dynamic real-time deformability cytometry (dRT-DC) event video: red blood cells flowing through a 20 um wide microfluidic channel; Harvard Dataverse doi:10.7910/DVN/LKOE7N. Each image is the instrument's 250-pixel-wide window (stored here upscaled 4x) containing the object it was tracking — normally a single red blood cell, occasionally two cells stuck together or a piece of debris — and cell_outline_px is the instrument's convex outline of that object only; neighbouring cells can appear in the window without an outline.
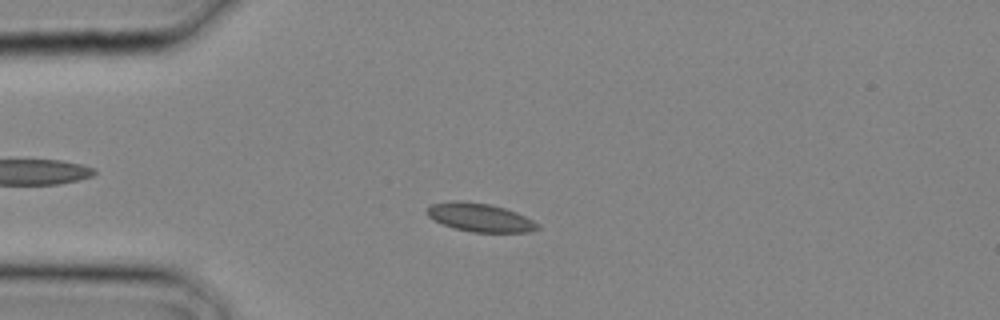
{"species": "common noctule bat (a hibernating species)", "species_latin": "Nyctalus noctula", "temperature_condition": "cold", "stored_images_in_passage": 3, "camera_frame_rate_fps": 3000, "um_per_image_px": 0.085, "animal": {"sex": "male", "body_mass_g": 20.4}, "frame": {"image": 1, "passage_image": 3, "time_ms": 0.667, "image_size_px": [1000, 320], "cell_outline_px": [[540, 228], [528, 232], [472, 232], [456, 228], [444, 224], [428, 216], [428, 208], [432, 204], [452, 200], [460, 200], [492, 204], [516, 212], [540, 224]], "centroid_in_image_um": [40.83, 18.47], "position_along_channel_um": 44.2, "area_um2": 18.15}}